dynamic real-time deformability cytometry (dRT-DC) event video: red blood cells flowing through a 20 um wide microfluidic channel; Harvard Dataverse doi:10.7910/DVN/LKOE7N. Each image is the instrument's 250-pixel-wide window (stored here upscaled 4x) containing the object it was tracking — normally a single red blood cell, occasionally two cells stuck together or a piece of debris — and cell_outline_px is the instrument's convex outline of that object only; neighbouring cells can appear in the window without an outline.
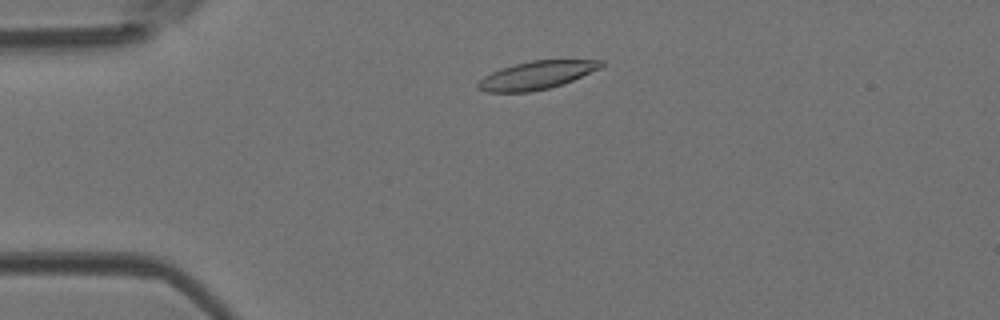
{"species": "Egyptian fruit bat (a non-hibernating species)", "species_latin": "Rousettus aegyptiacus", "temperature_condition": "room temperature", "stored_images_in_passage": 40, "camera_frame_rate_fps": 3000, "um_per_image_px": 0.085, "animal": {"sex": "female"}, "frame": {"image": 1, "passage_image": 3, "time_ms": 0.667, "image_size_px": [1000, 320], "cell_outline_px": [[604, 64], [600, 68], [564, 84], [548, 88], [528, 92], [484, 92], [476, 88], [476, 84], [484, 76], [500, 68], [532, 60], [604, 60]], "centroid_in_image_um": [45.59, 6.4], "position_along_channel_um": 39.4, "area_um2": 20.11}}
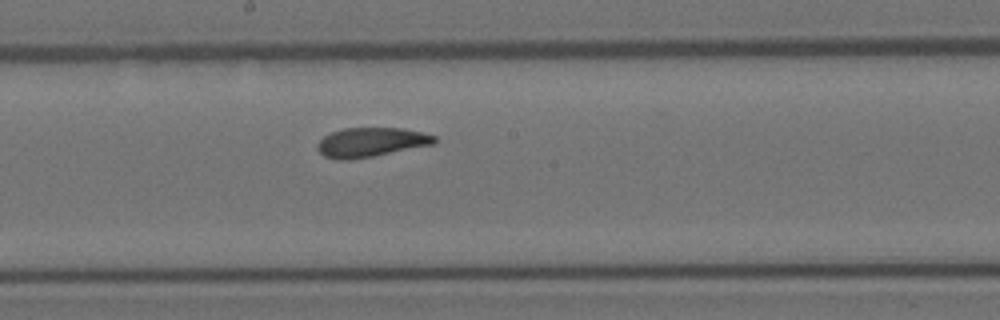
{"frame": {"image": 2, "passage_image": 18, "time_ms": 5.667, "image_size_px": [1000, 320], "cell_outline_px": [[436, 144], [372, 156], [348, 160], [336, 160], [324, 156], [316, 148], [316, 144], [324, 136], [332, 132], [344, 128], [400, 128], [420, 132], [436, 136]], "centroid_in_image_um": [31.51, 12.09], "position_along_channel_um": 216.7, "area_um2": 19.94}}
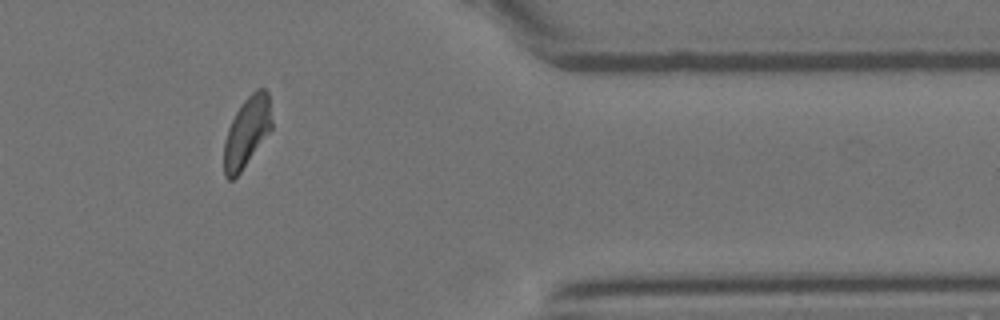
{"frame": {"image": 3, "passage_image": 32, "time_ms": 10.333, "image_size_px": [1000, 320], "cell_outline_px": [[272, 128], [240, 172], [232, 180], [228, 180], [224, 176], [224, 140], [228, 128], [236, 112], [244, 100], [256, 88], [264, 88], [268, 92], [272, 120]], "centroid_in_image_um": [20.98, 11.2], "position_along_channel_um": 390.4, "area_um2": 19.36}, "authors_computed_cell_mechanics": {"area_um2": 20.1722, "velocity_mm_per_s": 4.1765, "shape_relaxation_time_tau1_ms": 6.3075, "shape_relaxation_time_tau2_ms": 1.6848, "deformation_change_tau1": 0.1836, "deformation_change_tau2": 0.0807}}